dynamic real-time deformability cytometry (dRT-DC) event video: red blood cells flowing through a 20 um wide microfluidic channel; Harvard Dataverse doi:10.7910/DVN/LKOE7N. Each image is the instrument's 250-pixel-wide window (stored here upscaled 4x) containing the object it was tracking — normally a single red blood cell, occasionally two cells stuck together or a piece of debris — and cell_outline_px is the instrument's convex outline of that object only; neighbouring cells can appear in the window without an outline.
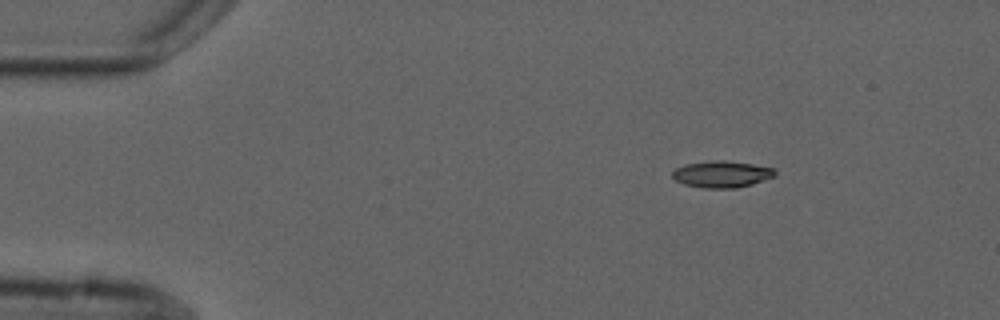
{"species": "common noctule bat (a hibernating species)", "species_latin": "Nyctalus noctula", "temperature_condition": "cold", "stored_images_in_passage": 3, "camera_frame_rate_fps": 3000, "um_per_image_px": 0.085, "animal": {"sex": "male", "forearm_length_mm": 52.5}, "frame": {"image": 1, "passage_image": 1, "time_ms": 0.0, "image_size_px": [1000, 320], "cell_outline_px": [[776, 176], [752, 184], [736, 188], [704, 188], [684, 184], [676, 180], [672, 176], [672, 172], [676, 168], [684, 164], [712, 160], [724, 160], [752, 164], [776, 168]], "centroid_in_image_um": [61.37, 14.8], "position_along_channel_um": 23.6, "area_um2": 16.01}}